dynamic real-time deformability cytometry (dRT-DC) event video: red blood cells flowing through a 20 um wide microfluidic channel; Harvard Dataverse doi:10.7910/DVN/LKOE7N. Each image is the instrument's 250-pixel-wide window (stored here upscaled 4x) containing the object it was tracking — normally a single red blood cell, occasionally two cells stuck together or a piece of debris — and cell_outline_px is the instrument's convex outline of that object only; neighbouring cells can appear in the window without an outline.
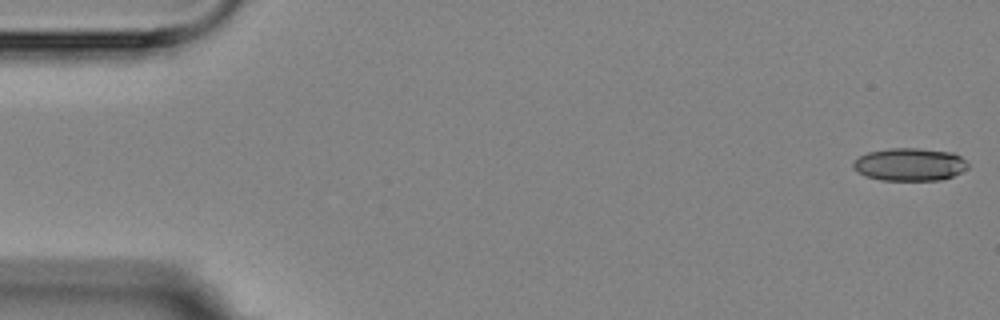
{"species": "Egyptian fruit bat (a non-hibernating species)", "species_latin": "Rousettus aegyptiacus", "temperature_condition": "room temperature", "stored_images_in_passage": 9, "camera_frame_rate_fps": 3000, "um_per_image_px": 0.085, "animal": {"sex": "female"}, "frame": {"image": 1, "passage_image": 1, "time_ms": 0.0, "image_size_px": [1000, 320], "cell_outline_px": [[968, 168], [952, 176], [940, 180], [880, 180], [864, 176], [856, 172], [852, 168], [852, 164], [860, 156], [868, 152], [888, 148], [920, 148], [952, 152], [960, 156], [968, 164]], "centroid_in_image_um": [77.29, 13.98], "position_along_channel_um": 7.7, "area_um2": 22.02}}
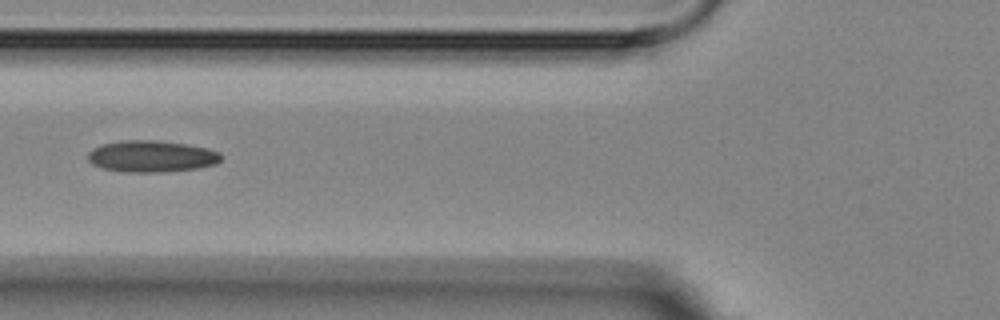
{"frame": {"image": 2, "passage_image": 7, "time_ms": 6.667, "image_size_px": [1000, 320], "cell_outline_px": [[220, 160], [216, 164], [196, 168], [160, 172], [128, 172], [104, 168], [92, 164], [88, 160], [88, 152], [92, 148], [104, 144], [120, 140], [152, 140], [188, 144], [208, 148], [220, 152]], "centroid_in_image_um": [12.87, 13.28], "position_along_channel_um": 112.9, "area_um2": 24.39}}
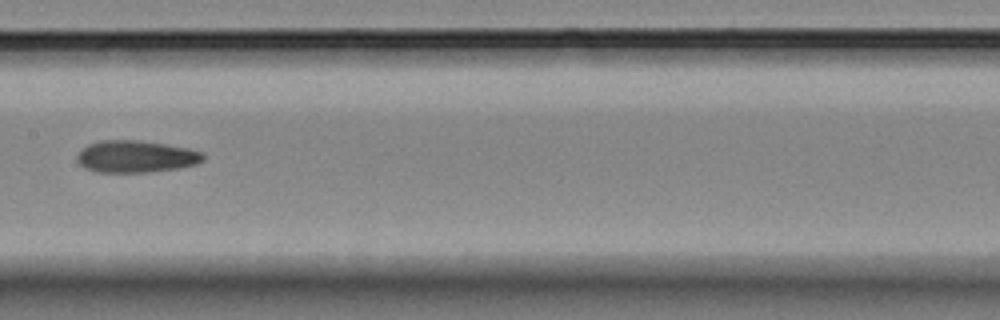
{"frame": {"image": 3, "passage_image": 9, "time_ms": 9.0, "image_size_px": [1000, 320], "cell_outline_px": [[204, 160], [196, 164], [180, 168], [148, 172], [96, 172], [84, 168], [76, 160], [76, 156], [80, 148], [88, 144], [100, 140], [136, 140], [164, 144], [188, 148], [204, 152]], "centroid_in_image_um": [11.52, 13.3], "position_along_channel_um": 195.9, "area_um2": 23.76}}